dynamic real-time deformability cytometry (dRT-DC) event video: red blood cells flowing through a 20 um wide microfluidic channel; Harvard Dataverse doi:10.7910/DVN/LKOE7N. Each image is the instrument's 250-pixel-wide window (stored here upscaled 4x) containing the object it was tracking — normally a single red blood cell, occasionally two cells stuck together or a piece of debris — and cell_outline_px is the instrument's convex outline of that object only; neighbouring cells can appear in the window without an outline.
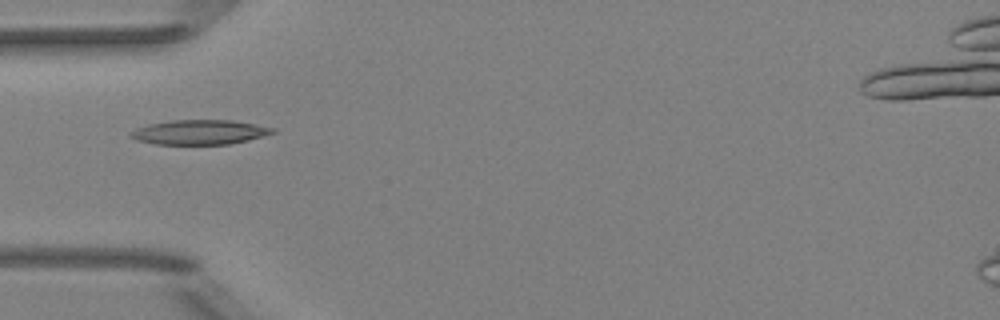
{"species": "Egyptian fruit bat (a non-hibernating species)", "species_latin": "Rousettus aegyptiacus", "temperature_condition": "room temperature", "stored_images_in_passage": 6, "camera_frame_rate_fps": 3000, "um_per_image_px": 0.085, "animal": {"sex": "female"}, "frame": {"image": 1, "passage_image": 3, "time_ms": 2.333, "image_size_px": [1000, 320], "cell_outline_px": [[276, 132], [264, 136], [248, 140], [228, 144], [156, 144], [136, 140], [128, 136], [128, 132], [136, 128], [148, 124], [172, 120], [232, 120], [276, 128]], "centroid_in_image_um": [16.94, 11.23], "position_along_channel_um": 68.1, "area_um2": 20.46}}
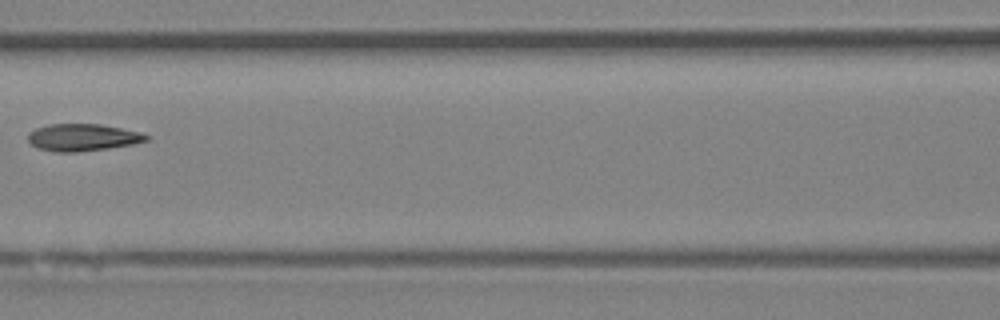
{"frame": {"image": 2, "passage_image": 5, "time_ms": 4.667, "image_size_px": [1000, 320], "cell_outline_px": [[152, 136], [148, 140], [132, 144], [108, 148], [76, 152], [56, 152], [36, 148], [28, 140], [28, 132], [36, 128], [48, 124], [100, 124], [140, 132]], "centroid_in_image_um": [7.01, 11.68], "position_along_channel_um": 159.6, "area_um2": 18.73}}
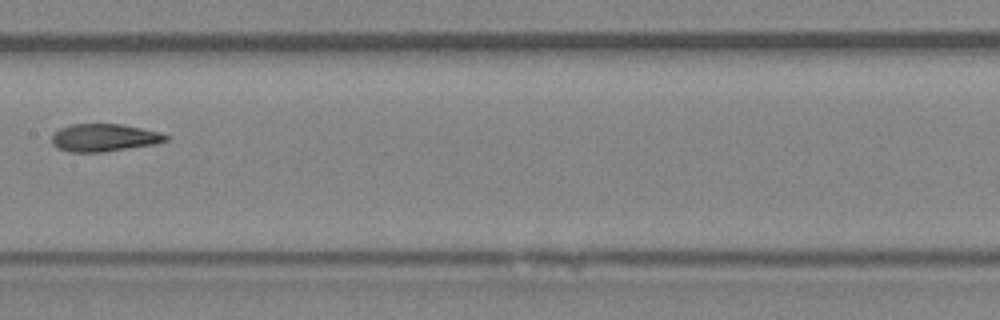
{"frame": {"image": 3, "passage_image": 6, "time_ms": 5.667, "image_size_px": [1000, 320], "cell_outline_px": [[168, 140], [156, 144], [100, 152], [72, 152], [60, 148], [52, 144], [52, 136], [60, 128], [72, 124], [120, 124], [160, 132], [168, 136]], "centroid_in_image_um": [8.86, 11.7], "position_along_channel_um": 198.5, "area_um2": 18.09}}